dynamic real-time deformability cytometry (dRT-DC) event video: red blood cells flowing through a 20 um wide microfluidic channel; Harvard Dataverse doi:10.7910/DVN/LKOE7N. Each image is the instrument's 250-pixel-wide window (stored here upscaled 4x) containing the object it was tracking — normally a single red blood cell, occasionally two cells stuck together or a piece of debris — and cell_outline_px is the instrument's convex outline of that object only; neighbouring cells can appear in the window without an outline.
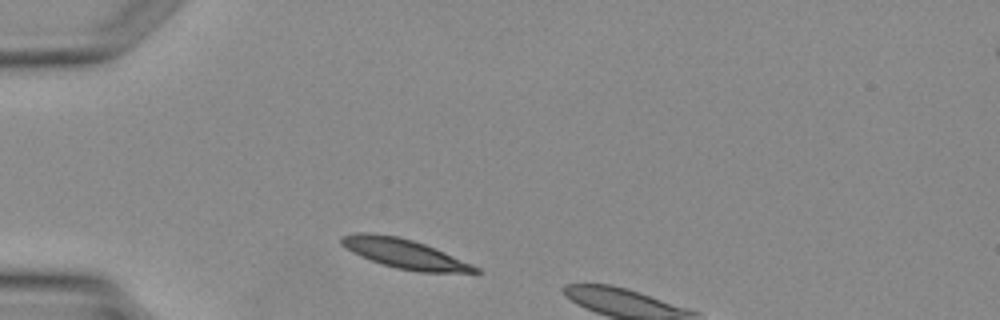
{"species": "Egyptian fruit bat (a non-hibernating species)", "species_latin": "Rousettus aegyptiacus", "temperature_condition": "warm", "stored_images_in_passage": 1, "camera_frame_rate_fps": 3000, "um_per_image_px": 0.085, "animal": {"sex": "female"}, "frame": {"image": 1, "passage_image": 1, "time_ms": 0.0, "image_size_px": [1000, 320], "cell_outline_px": [[484, 272], [420, 272], [396, 268], [360, 256], [352, 252], [340, 244], [340, 236], [356, 232], [372, 232], [400, 236], [424, 244], [444, 252], [472, 264], [480, 268]], "centroid_in_image_um": [34.33, 21.54], "position_along_channel_um": 50.7, "area_um2": 22.89}}